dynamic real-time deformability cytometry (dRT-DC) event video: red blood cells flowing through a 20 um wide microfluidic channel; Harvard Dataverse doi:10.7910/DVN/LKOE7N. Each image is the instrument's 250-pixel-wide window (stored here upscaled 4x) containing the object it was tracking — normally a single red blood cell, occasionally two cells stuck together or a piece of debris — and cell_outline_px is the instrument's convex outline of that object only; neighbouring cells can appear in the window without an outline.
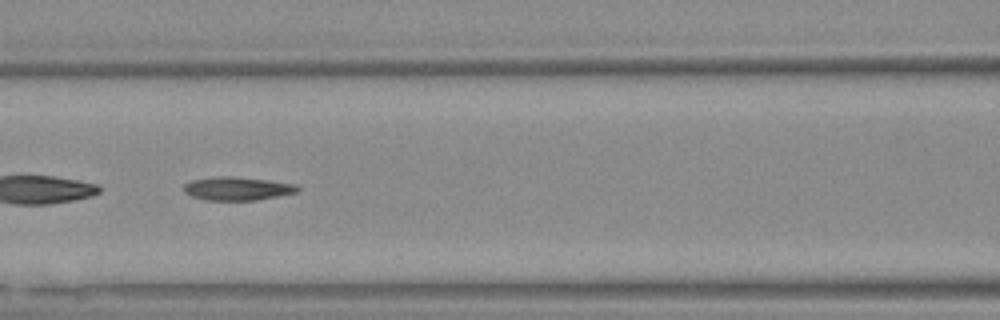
{"species": "Egyptian fruit bat (a non-hibernating species)", "species_latin": "Rousettus aegyptiacus", "temperature_condition": "warm", "stored_images_in_passage": 45, "segment_of_instrument_passage": [2, 2], "camera_frame_rate_fps": 3000, "um_per_image_px": 0.085, "animal": {"sex": "female"}, "frame": {"image": 1, "passage_image": 15, "time_ms": 4.667, "image_size_px": [1000, 320], "cell_outline_px": [[300, 188], [296, 192], [256, 200], [204, 200], [192, 196], [184, 192], [184, 184], [192, 180], [216, 176], [228, 176], [268, 180], [296, 184]], "centroid_in_image_um": [20.14, 16.02], "position_along_channel_um": 146.5, "area_um2": 15.37}}
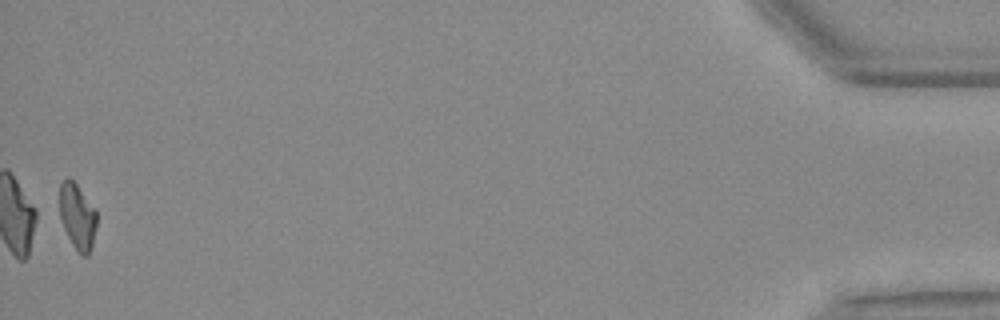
{"frame": {"image": 2, "passage_image": 45, "time_ms": 14.667, "image_size_px": [1000, 320], "cell_outline_px": [[96, 228], [92, 244], [88, 256], [80, 256], [72, 244], [64, 228], [60, 216], [60, 184], [68, 176], [76, 184], [96, 212]], "centroid_in_image_um": [6.57, 18.44], "position_along_channel_um": 428.6, "area_um2": 13.93}}